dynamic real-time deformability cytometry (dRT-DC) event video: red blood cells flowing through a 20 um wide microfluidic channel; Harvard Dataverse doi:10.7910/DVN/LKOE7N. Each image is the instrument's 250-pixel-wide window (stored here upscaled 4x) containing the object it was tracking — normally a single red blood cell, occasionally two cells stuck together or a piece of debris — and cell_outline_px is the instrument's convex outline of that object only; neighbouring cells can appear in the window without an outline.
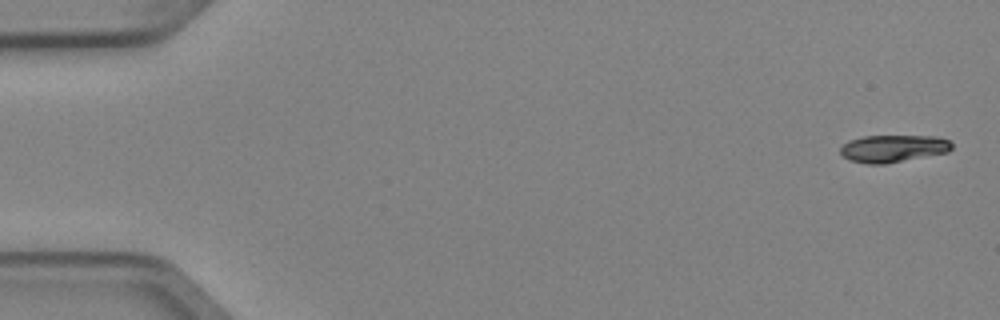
{"species": "Egyptian fruit bat (a non-hibernating species)", "species_latin": "Rousettus aegyptiacus", "temperature_condition": "cold", "stored_images_in_passage": 4, "camera_frame_rate_fps": 3000, "um_per_image_px": 0.085, "animal": {"sex": "female"}, "frame": {"image": 1, "passage_image": 1, "time_ms": 0.0, "image_size_px": [1000, 320], "cell_outline_px": [[952, 148], [948, 152], [884, 164], [868, 164], [848, 160], [840, 152], [840, 148], [848, 140], [864, 136], [936, 136], [948, 140], [952, 144]], "centroid_in_image_um": [75.9, 12.62], "position_along_channel_um": 9.1, "area_um2": 17.69}}
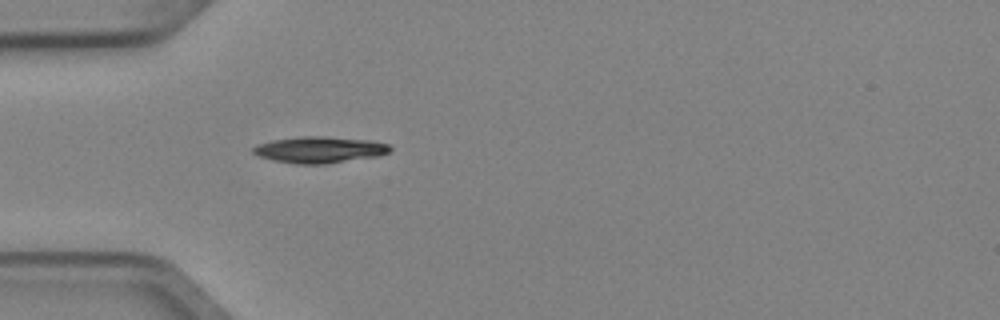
{"frame": {"image": 2, "passage_image": 4, "time_ms": 1.0, "image_size_px": [1000, 320], "cell_outline_px": [[392, 148], [388, 152], [376, 156], [324, 164], [296, 164], [272, 160], [260, 156], [252, 152], [252, 148], [260, 144], [272, 140], [304, 136], [324, 136], [372, 140], [388, 144]], "centroid_in_image_um": [27.16, 12.72], "position_along_channel_um": 57.8, "area_um2": 20.87}}